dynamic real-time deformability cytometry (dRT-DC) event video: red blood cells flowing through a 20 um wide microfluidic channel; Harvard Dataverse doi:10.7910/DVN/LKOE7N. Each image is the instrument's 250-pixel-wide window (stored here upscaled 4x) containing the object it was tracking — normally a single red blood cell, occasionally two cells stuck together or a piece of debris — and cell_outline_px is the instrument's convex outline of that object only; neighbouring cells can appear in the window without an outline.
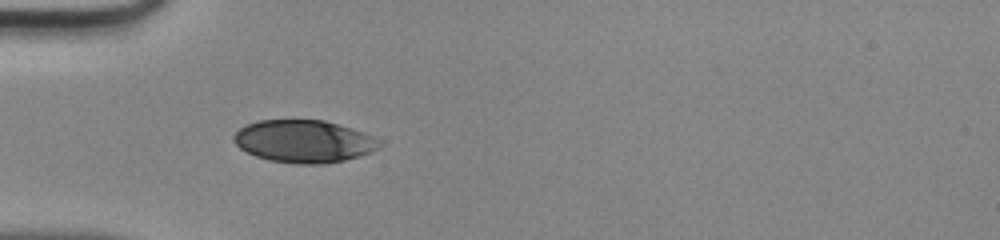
{"species": "human", "species_latin": "Homo sapiens", "temperature_condition": "room temperature", "stored_images_in_passage": 33, "camera_frame_rate_fps": 3000, "um_per_image_px": 0.085, "donor": {"sex": "male"}, "frame": {"image": 1, "passage_image": 1, "time_ms": 0.0, "image_size_px": [1000, 240], "cell_outline_px": [[380, 144], [372, 152], [360, 156], [344, 160], [320, 164], [296, 164], [268, 160], [256, 156], [240, 148], [232, 140], [232, 136], [240, 128], [248, 124], [260, 120], [324, 120], [372, 136], [380, 140]], "centroid_in_image_um": [25.79, 12.02], "position_along_channel_um": 59.2, "area_um2": 35.72}}
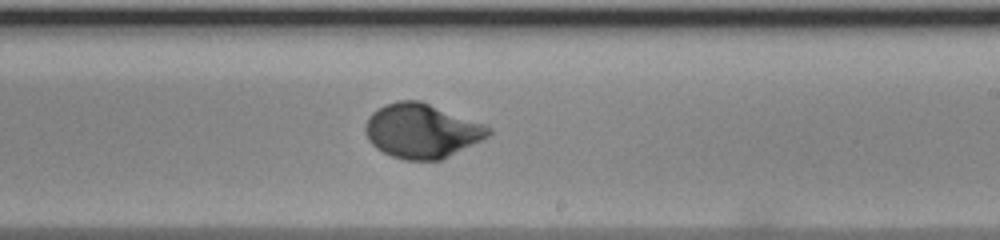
{"frame": {"image": 2, "passage_image": 15, "time_ms": 4.667, "image_size_px": [1000, 240], "cell_outline_px": [[492, 132], [488, 136], [440, 160], [404, 160], [392, 156], [376, 148], [368, 140], [364, 132], [364, 124], [368, 116], [372, 112], [384, 104], [396, 100], [420, 100], [484, 124], [492, 128]], "centroid_in_image_um": [35.8, 11.11], "position_along_channel_um": 253.2, "area_um2": 38.96}}
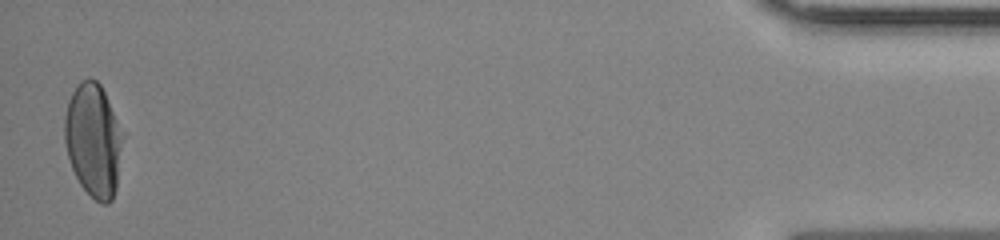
{"frame": {"image": 3, "passage_image": 33, "time_ms": 10.667, "image_size_px": [1000, 240], "cell_outline_px": [[124, 136], [116, 188], [112, 200], [108, 204], [100, 204], [80, 184], [72, 168], [68, 156], [64, 140], [64, 116], [68, 100], [72, 92], [80, 80], [96, 80], [100, 84], [124, 132]], "centroid_in_image_um": [7.94, 11.91], "position_along_channel_um": 427.3, "area_um2": 38.55}}